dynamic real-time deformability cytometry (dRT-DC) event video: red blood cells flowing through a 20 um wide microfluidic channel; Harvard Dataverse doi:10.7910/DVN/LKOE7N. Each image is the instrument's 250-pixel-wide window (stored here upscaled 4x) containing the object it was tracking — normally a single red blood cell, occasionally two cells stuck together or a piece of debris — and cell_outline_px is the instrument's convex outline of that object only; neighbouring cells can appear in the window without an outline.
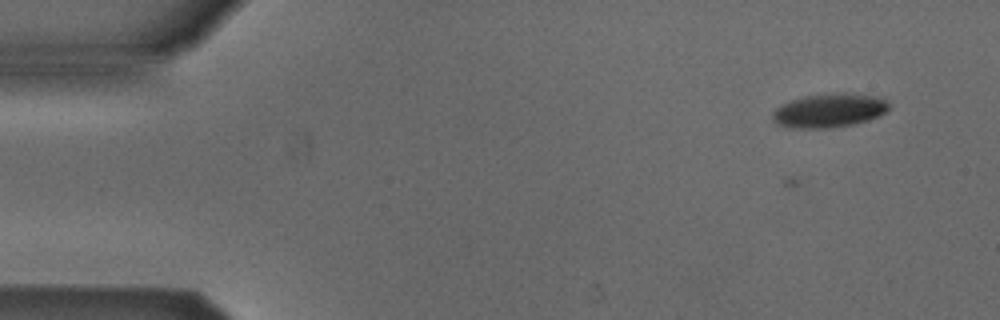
{"species": "Egyptian fruit bat (a non-hibernating species)", "species_latin": "Rousettus aegyptiacus", "temperature_condition": "cold", "stored_images_in_passage": 5, "camera_frame_rate_fps": 3000, "um_per_image_px": 0.085, "animal": {"sex": "male"}, "frame": {"image": 1, "passage_image": 1, "time_ms": 0.0, "image_size_px": [1000, 320], "cell_outline_px": [[888, 108], [880, 116], [856, 124], [832, 128], [792, 128], [776, 124], [772, 120], [772, 112], [776, 108], [792, 100], [804, 96], [840, 92], [872, 96], [884, 100], [888, 104]], "centroid_in_image_um": [70.44, 9.41], "position_along_channel_um": 14.6, "area_um2": 22.89}}